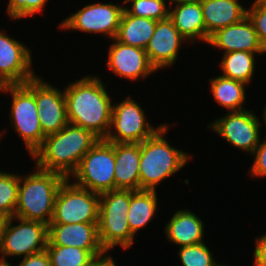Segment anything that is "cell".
<instances>
[{
  "label": "cell",
  "mask_w": 266,
  "mask_h": 266,
  "mask_svg": "<svg viewBox=\"0 0 266 266\" xmlns=\"http://www.w3.org/2000/svg\"><path fill=\"white\" fill-rule=\"evenodd\" d=\"M93 266H116L115 260L112 259L110 255L98 259Z\"/></svg>",
  "instance_id": "obj_36"
},
{
  "label": "cell",
  "mask_w": 266,
  "mask_h": 266,
  "mask_svg": "<svg viewBox=\"0 0 266 266\" xmlns=\"http://www.w3.org/2000/svg\"><path fill=\"white\" fill-rule=\"evenodd\" d=\"M207 43L224 50V53L233 51L265 53V48L260 43L248 16L236 24L216 30L210 35Z\"/></svg>",
  "instance_id": "obj_18"
},
{
  "label": "cell",
  "mask_w": 266,
  "mask_h": 266,
  "mask_svg": "<svg viewBox=\"0 0 266 266\" xmlns=\"http://www.w3.org/2000/svg\"><path fill=\"white\" fill-rule=\"evenodd\" d=\"M7 93L12 96L11 125L19 133L32 156L41 147L45 138L35 96L25 84L12 85Z\"/></svg>",
  "instance_id": "obj_8"
},
{
  "label": "cell",
  "mask_w": 266,
  "mask_h": 266,
  "mask_svg": "<svg viewBox=\"0 0 266 266\" xmlns=\"http://www.w3.org/2000/svg\"><path fill=\"white\" fill-rule=\"evenodd\" d=\"M255 54L264 55L265 53L246 51L224 53L220 64L222 75L249 84L255 71Z\"/></svg>",
  "instance_id": "obj_26"
},
{
  "label": "cell",
  "mask_w": 266,
  "mask_h": 266,
  "mask_svg": "<svg viewBox=\"0 0 266 266\" xmlns=\"http://www.w3.org/2000/svg\"><path fill=\"white\" fill-rule=\"evenodd\" d=\"M7 219H8L7 217L0 215V251L2 247L3 234H4L5 226L7 224Z\"/></svg>",
  "instance_id": "obj_38"
},
{
  "label": "cell",
  "mask_w": 266,
  "mask_h": 266,
  "mask_svg": "<svg viewBox=\"0 0 266 266\" xmlns=\"http://www.w3.org/2000/svg\"><path fill=\"white\" fill-rule=\"evenodd\" d=\"M206 27V43L216 30L236 24L247 16L238 0H201Z\"/></svg>",
  "instance_id": "obj_20"
},
{
  "label": "cell",
  "mask_w": 266,
  "mask_h": 266,
  "mask_svg": "<svg viewBox=\"0 0 266 266\" xmlns=\"http://www.w3.org/2000/svg\"><path fill=\"white\" fill-rule=\"evenodd\" d=\"M132 1H135V0H123L124 4H125V3H130V2H132Z\"/></svg>",
  "instance_id": "obj_42"
},
{
  "label": "cell",
  "mask_w": 266,
  "mask_h": 266,
  "mask_svg": "<svg viewBox=\"0 0 266 266\" xmlns=\"http://www.w3.org/2000/svg\"><path fill=\"white\" fill-rule=\"evenodd\" d=\"M25 85L35 96L43 135L46 137L63 129L69 123L64 91L44 82L40 76L27 81Z\"/></svg>",
  "instance_id": "obj_12"
},
{
  "label": "cell",
  "mask_w": 266,
  "mask_h": 266,
  "mask_svg": "<svg viewBox=\"0 0 266 266\" xmlns=\"http://www.w3.org/2000/svg\"><path fill=\"white\" fill-rule=\"evenodd\" d=\"M97 224H49L47 245L78 247L101 259L107 254L99 242Z\"/></svg>",
  "instance_id": "obj_14"
},
{
  "label": "cell",
  "mask_w": 266,
  "mask_h": 266,
  "mask_svg": "<svg viewBox=\"0 0 266 266\" xmlns=\"http://www.w3.org/2000/svg\"><path fill=\"white\" fill-rule=\"evenodd\" d=\"M30 50L18 40L0 31V74L13 85L35 78Z\"/></svg>",
  "instance_id": "obj_15"
},
{
  "label": "cell",
  "mask_w": 266,
  "mask_h": 266,
  "mask_svg": "<svg viewBox=\"0 0 266 266\" xmlns=\"http://www.w3.org/2000/svg\"><path fill=\"white\" fill-rule=\"evenodd\" d=\"M98 140L91 131L68 123L57 133L46 136L32 158L36 159V167L71 180L82 157Z\"/></svg>",
  "instance_id": "obj_2"
},
{
  "label": "cell",
  "mask_w": 266,
  "mask_h": 266,
  "mask_svg": "<svg viewBox=\"0 0 266 266\" xmlns=\"http://www.w3.org/2000/svg\"><path fill=\"white\" fill-rule=\"evenodd\" d=\"M201 0H170V4L172 3H175V4H178V3H196V2H200Z\"/></svg>",
  "instance_id": "obj_39"
},
{
  "label": "cell",
  "mask_w": 266,
  "mask_h": 266,
  "mask_svg": "<svg viewBox=\"0 0 266 266\" xmlns=\"http://www.w3.org/2000/svg\"><path fill=\"white\" fill-rule=\"evenodd\" d=\"M156 22L149 18L129 15L124 10L115 39L125 45L145 49L154 34Z\"/></svg>",
  "instance_id": "obj_23"
},
{
  "label": "cell",
  "mask_w": 266,
  "mask_h": 266,
  "mask_svg": "<svg viewBox=\"0 0 266 266\" xmlns=\"http://www.w3.org/2000/svg\"><path fill=\"white\" fill-rule=\"evenodd\" d=\"M210 84L214 99L220 106L229 110L228 112L245 110L244 89L247 84L223 75L211 79Z\"/></svg>",
  "instance_id": "obj_25"
},
{
  "label": "cell",
  "mask_w": 266,
  "mask_h": 266,
  "mask_svg": "<svg viewBox=\"0 0 266 266\" xmlns=\"http://www.w3.org/2000/svg\"><path fill=\"white\" fill-rule=\"evenodd\" d=\"M179 257L183 266H219L204 242L179 248ZM214 259V260H213Z\"/></svg>",
  "instance_id": "obj_30"
},
{
  "label": "cell",
  "mask_w": 266,
  "mask_h": 266,
  "mask_svg": "<svg viewBox=\"0 0 266 266\" xmlns=\"http://www.w3.org/2000/svg\"><path fill=\"white\" fill-rule=\"evenodd\" d=\"M18 266H51V264L48 253L43 250L23 258Z\"/></svg>",
  "instance_id": "obj_34"
},
{
  "label": "cell",
  "mask_w": 266,
  "mask_h": 266,
  "mask_svg": "<svg viewBox=\"0 0 266 266\" xmlns=\"http://www.w3.org/2000/svg\"><path fill=\"white\" fill-rule=\"evenodd\" d=\"M106 86L95 76L75 80L64 89L69 124L105 139L110 131L112 102Z\"/></svg>",
  "instance_id": "obj_1"
},
{
  "label": "cell",
  "mask_w": 266,
  "mask_h": 266,
  "mask_svg": "<svg viewBox=\"0 0 266 266\" xmlns=\"http://www.w3.org/2000/svg\"><path fill=\"white\" fill-rule=\"evenodd\" d=\"M36 168L34 173L25 177L19 175L18 200L14 216L49 225L58 189L66 178L61 174Z\"/></svg>",
  "instance_id": "obj_3"
},
{
  "label": "cell",
  "mask_w": 266,
  "mask_h": 266,
  "mask_svg": "<svg viewBox=\"0 0 266 266\" xmlns=\"http://www.w3.org/2000/svg\"><path fill=\"white\" fill-rule=\"evenodd\" d=\"M168 125L163 124L151 137L140 143V190H156L162 180L186 165L190 156L171 147L165 140Z\"/></svg>",
  "instance_id": "obj_4"
},
{
  "label": "cell",
  "mask_w": 266,
  "mask_h": 266,
  "mask_svg": "<svg viewBox=\"0 0 266 266\" xmlns=\"http://www.w3.org/2000/svg\"><path fill=\"white\" fill-rule=\"evenodd\" d=\"M253 266H266V234L255 239Z\"/></svg>",
  "instance_id": "obj_35"
},
{
  "label": "cell",
  "mask_w": 266,
  "mask_h": 266,
  "mask_svg": "<svg viewBox=\"0 0 266 266\" xmlns=\"http://www.w3.org/2000/svg\"><path fill=\"white\" fill-rule=\"evenodd\" d=\"M100 194L65 179L58 189L50 224L98 223Z\"/></svg>",
  "instance_id": "obj_7"
},
{
  "label": "cell",
  "mask_w": 266,
  "mask_h": 266,
  "mask_svg": "<svg viewBox=\"0 0 266 266\" xmlns=\"http://www.w3.org/2000/svg\"><path fill=\"white\" fill-rule=\"evenodd\" d=\"M166 237L179 247L200 244L204 238L202 220L191 210L176 211L165 226Z\"/></svg>",
  "instance_id": "obj_21"
},
{
  "label": "cell",
  "mask_w": 266,
  "mask_h": 266,
  "mask_svg": "<svg viewBox=\"0 0 266 266\" xmlns=\"http://www.w3.org/2000/svg\"><path fill=\"white\" fill-rule=\"evenodd\" d=\"M124 7L116 4L94 3L81 8L68 16L59 27L63 30H76L88 33H102L116 38Z\"/></svg>",
  "instance_id": "obj_11"
},
{
  "label": "cell",
  "mask_w": 266,
  "mask_h": 266,
  "mask_svg": "<svg viewBox=\"0 0 266 266\" xmlns=\"http://www.w3.org/2000/svg\"><path fill=\"white\" fill-rule=\"evenodd\" d=\"M51 266H93L97 259L78 247L47 245Z\"/></svg>",
  "instance_id": "obj_27"
},
{
  "label": "cell",
  "mask_w": 266,
  "mask_h": 266,
  "mask_svg": "<svg viewBox=\"0 0 266 266\" xmlns=\"http://www.w3.org/2000/svg\"><path fill=\"white\" fill-rule=\"evenodd\" d=\"M131 190H111L100 194L98 237L107 253L119 245L124 250L132 247L134 235L128 224Z\"/></svg>",
  "instance_id": "obj_5"
},
{
  "label": "cell",
  "mask_w": 266,
  "mask_h": 266,
  "mask_svg": "<svg viewBox=\"0 0 266 266\" xmlns=\"http://www.w3.org/2000/svg\"><path fill=\"white\" fill-rule=\"evenodd\" d=\"M157 200L156 190H131L128 224L134 236L157 214Z\"/></svg>",
  "instance_id": "obj_24"
},
{
  "label": "cell",
  "mask_w": 266,
  "mask_h": 266,
  "mask_svg": "<svg viewBox=\"0 0 266 266\" xmlns=\"http://www.w3.org/2000/svg\"><path fill=\"white\" fill-rule=\"evenodd\" d=\"M186 41L169 17L157 21L154 34L145 48L149 62L156 71L170 67L177 60L181 43Z\"/></svg>",
  "instance_id": "obj_16"
},
{
  "label": "cell",
  "mask_w": 266,
  "mask_h": 266,
  "mask_svg": "<svg viewBox=\"0 0 266 266\" xmlns=\"http://www.w3.org/2000/svg\"><path fill=\"white\" fill-rule=\"evenodd\" d=\"M261 122L253 110L232 111L217 118L209 128L237 149L253 154L260 143Z\"/></svg>",
  "instance_id": "obj_13"
},
{
  "label": "cell",
  "mask_w": 266,
  "mask_h": 266,
  "mask_svg": "<svg viewBox=\"0 0 266 266\" xmlns=\"http://www.w3.org/2000/svg\"><path fill=\"white\" fill-rule=\"evenodd\" d=\"M263 118H264V122L266 124V106H264V110H263Z\"/></svg>",
  "instance_id": "obj_40"
},
{
  "label": "cell",
  "mask_w": 266,
  "mask_h": 266,
  "mask_svg": "<svg viewBox=\"0 0 266 266\" xmlns=\"http://www.w3.org/2000/svg\"><path fill=\"white\" fill-rule=\"evenodd\" d=\"M119 104L113 105L110 131L105 140L111 143H142L161 126L154 128L146 120V114L129 95ZM114 127V128H113ZM115 129L114 132H112Z\"/></svg>",
  "instance_id": "obj_9"
},
{
  "label": "cell",
  "mask_w": 266,
  "mask_h": 266,
  "mask_svg": "<svg viewBox=\"0 0 266 266\" xmlns=\"http://www.w3.org/2000/svg\"><path fill=\"white\" fill-rule=\"evenodd\" d=\"M12 85L13 84L8 79L0 74V92H8Z\"/></svg>",
  "instance_id": "obj_37"
},
{
  "label": "cell",
  "mask_w": 266,
  "mask_h": 266,
  "mask_svg": "<svg viewBox=\"0 0 266 266\" xmlns=\"http://www.w3.org/2000/svg\"><path fill=\"white\" fill-rule=\"evenodd\" d=\"M167 0H135L130 2V7L124 10L132 16L149 18L155 21L164 20L169 17Z\"/></svg>",
  "instance_id": "obj_29"
},
{
  "label": "cell",
  "mask_w": 266,
  "mask_h": 266,
  "mask_svg": "<svg viewBox=\"0 0 266 266\" xmlns=\"http://www.w3.org/2000/svg\"><path fill=\"white\" fill-rule=\"evenodd\" d=\"M48 0H9L7 13L12 19H21L33 16L43 11Z\"/></svg>",
  "instance_id": "obj_31"
},
{
  "label": "cell",
  "mask_w": 266,
  "mask_h": 266,
  "mask_svg": "<svg viewBox=\"0 0 266 266\" xmlns=\"http://www.w3.org/2000/svg\"><path fill=\"white\" fill-rule=\"evenodd\" d=\"M247 16L255 27L260 43L266 48V0H255L247 10Z\"/></svg>",
  "instance_id": "obj_32"
},
{
  "label": "cell",
  "mask_w": 266,
  "mask_h": 266,
  "mask_svg": "<svg viewBox=\"0 0 266 266\" xmlns=\"http://www.w3.org/2000/svg\"><path fill=\"white\" fill-rule=\"evenodd\" d=\"M115 190H140V143H114Z\"/></svg>",
  "instance_id": "obj_19"
},
{
  "label": "cell",
  "mask_w": 266,
  "mask_h": 266,
  "mask_svg": "<svg viewBox=\"0 0 266 266\" xmlns=\"http://www.w3.org/2000/svg\"><path fill=\"white\" fill-rule=\"evenodd\" d=\"M19 176L0 171V215L11 218L18 200Z\"/></svg>",
  "instance_id": "obj_28"
},
{
  "label": "cell",
  "mask_w": 266,
  "mask_h": 266,
  "mask_svg": "<svg viewBox=\"0 0 266 266\" xmlns=\"http://www.w3.org/2000/svg\"><path fill=\"white\" fill-rule=\"evenodd\" d=\"M113 41L106 65L115 75L135 81L156 71L149 62L145 49L125 45L115 38Z\"/></svg>",
  "instance_id": "obj_17"
},
{
  "label": "cell",
  "mask_w": 266,
  "mask_h": 266,
  "mask_svg": "<svg viewBox=\"0 0 266 266\" xmlns=\"http://www.w3.org/2000/svg\"><path fill=\"white\" fill-rule=\"evenodd\" d=\"M115 164L114 143L100 139L82 157L71 175L77 180L73 183L99 194L115 190Z\"/></svg>",
  "instance_id": "obj_6"
},
{
  "label": "cell",
  "mask_w": 266,
  "mask_h": 266,
  "mask_svg": "<svg viewBox=\"0 0 266 266\" xmlns=\"http://www.w3.org/2000/svg\"><path fill=\"white\" fill-rule=\"evenodd\" d=\"M18 225H12V220ZM48 225L40 221L24 220L18 217L7 219L1 247L0 261L8 263L5 257L24 256L23 258L46 249Z\"/></svg>",
  "instance_id": "obj_10"
},
{
  "label": "cell",
  "mask_w": 266,
  "mask_h": 266,
  "mask_svg": "<svg viewBox=\"0 0 266 266\" xmlns=\"http://www.w3.org/2000/svg\"><path fill=\"white\" fill-rule=\"evenodd\" d=\"M252 155L255 156V159L249 173L254 177L266 176V139H264V142L260 140L259 145Z\"/></svg>",
  "instance_id": "obj_33"
},
{
  "label": "cell",
  "mask_w": 266,
  "mask_h": 266,
  "mask_svg": "<svg viewBox=\"0 0 266 266\" xmlns=\"http://www.w3.org/2000/svg\"><path fill=\"white\" fill-rule=\"evenodd\" d=\"M0 266H12V265H10V262L6 263V262L0 261Z\"/></svg>",
  "instance_id": "obj_41"
},
{
  "label": "cell",
  "mask_w": 266,
  "mask_h": 266,
  "mask_svg": "<svg viewBox=\"0 0 266 266\" xmlns=\"http://www.w3.org/2000/svg\"><path fill=\"white\" fill-rule=\"evenodd\" d=\"M169 18L180 34L186 39L206 42V27L200 2L178 3L169 8Z\"/></svg>",
  "instance_id": "obj_22"
}]
</instances>
